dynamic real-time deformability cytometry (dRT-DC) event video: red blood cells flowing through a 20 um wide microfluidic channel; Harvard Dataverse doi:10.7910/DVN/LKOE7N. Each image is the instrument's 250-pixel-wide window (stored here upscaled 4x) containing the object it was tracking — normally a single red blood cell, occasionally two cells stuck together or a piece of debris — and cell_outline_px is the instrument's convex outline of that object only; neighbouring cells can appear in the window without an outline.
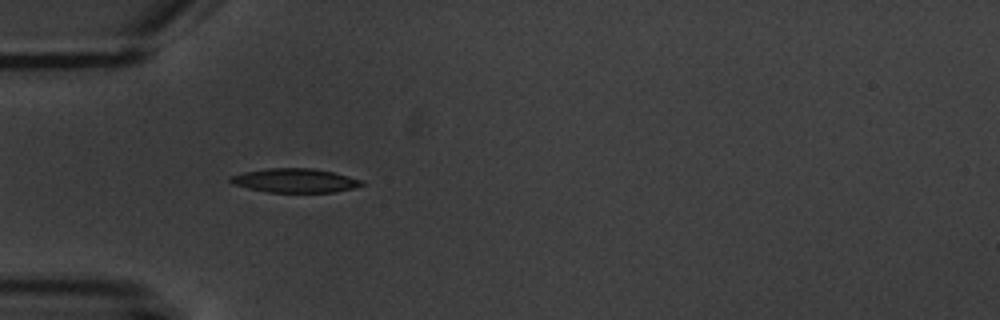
{"species": "common noctule bat (a hibernating species)", "species_latin": "Nyctalus noctula", "temperature_condition": "warm", "stored_images_in_passage": 3, "camera_frame_rate_fps": 3000, "um_per_image_px": 0.085, "animal": {"sex": "male", "body_mass_g": 20.1, "forearm_length_mm": 53.5}, "frame": {"image": 1, "passage_image": 1, "time_ms": 0.0, "image_size_px": [1000, 320], "cell_outline_px": [[364, 184], [352, 188], [336, 192], [268, 192], [248, 188], [232, 184], [228, 180], [232, 176], [244, 172], [264, 168], [312, 168], [332, 172], [364, 180]], "centroid_in_image_um": [25.06, 15.34], "position_along_channel_um": 59.9, "area_um2": 18.32}}